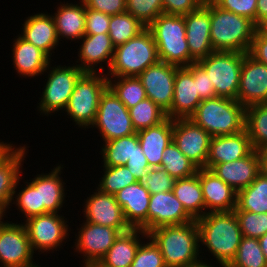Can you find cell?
Masks as SVG:
<instances>
[{"label":"cell","mask_w":267,"mask_h":267,"mask_svg":"<svg viewBox=\"0 0 267 267\" xmlns=\"http://www.w3.org/2000/svg\"><path fill=\"white\" fill-rule=\"evenodd\" d=\"M188 267H215V264L213 266L211 262L210 263L209 262L207 263L206 260H203V261H201L198 264H195V265H192V266H188ZM219 267H227V266L226 265H223V264H219Z\"/></svg>","instance_id":"59"},{"label":"cell","mask_w":267,"mask_h":267,"mask_svg":"<svg viewBox=\"0 0 267 267\" xmlns=\"http://www.w3.org/2000/svg\"><path fill=\"white\" fill-rule=\"evenodd\" d=\"M194 221L185 211L173 191L155 193L150 196L148 207V233L156 228L182 225Z\"/></svg>","instance_id":"20"},{"label":"cell","mask_w":267,"mask_h":267,"mask_svg":"<svg viewBox=\"0 0 267 267\" xmlns=\"http://www.w3.org/2000/svg\"><path fill=\"white\" fill-rule=\"evenodd\" d=\"M12 48L13 65L17 74L24 78L38 77L44 72L51 62V58L41 49L17 35Z\"/></svg>","instance_id":"28"},{"label":"cell","mask_w":267,"mask_h":267,"mask_svg":"<svg viewBox=\"0 0 267 267\" xmlns=\"http://www.w3.org/2000/svg\"><path fill=\"white\" fill-rule=\"evenodd\" d=\"M227 267H267L259 240L243 236L235 258Z\"/></svg>","instance_id":"41"},{"label":"cell","mask_w":267,"mask_h":267,"mask_svg":"<svg viewBox=\"0 0 267 267\" xmlns=\"http://www.w3.org/2000/svg\"><path fill=\"white\" fill-rule=\"evenodd\" d=\"M244 237L259 239L267 233V213L234 211Z\"/></svg>","instance_id":"45"},{"label":"cell","mask_w":267,"mask_h":267,"mask_svg":"<svg viewBox=\"0 0 267 267\" xmlns=\"http://www.w3.org/2000/svg\"><path fill=\"white\" fill-rule=\"evenodd\" d=\"M172 191L176 198L182 203L185 211L194 220L205 215V202L199 180V169L197 173L191 177L175 180Z\"/></svg>","instance_id":"33"},{"label":"cell","mask_w":267,"mask_h":267,"mask_svg":"<svg viewBox=\"0 0 267 267\" xmlns=\"http://www.w3.org/2000/svg\"><path fill=\"white\" fill-rule=\"evenodd\" d=\"M147 242H141L130 267H167L159 247L147 236Z\"/></svg>","instance_id":"46"},{"label":"cell","mask_w":267,"mask_h":267,"mask_svg":"<svg viewBox=\"0 0 267 267\" xmlns=\"http://www.w3.org/2000/svg\"><path fill=\"white\" fill-rule=\"evenodd\" d=\"M203 4L208 2H213L214 0H200Z\"/></svg>","instance_id":"64"},{"label":"cell","mask_w":267,"mask_h":267,"mask_svg":"<svg viewBox=\"0 0 267 267\" xmlns=\"http://www.w3.org/2000/svg\"><path fill=\"white\" fill-rule=\"evenodd\" d=\"M248 54L256 61L267 65V39L256 32Z\"/></svg>","instance_id":"54"},{"label":"cell","mask_w":267,"mask_h":267,"mask_svg":"<svg viewBox=\"0 0 267 267\" xmlns=\"http://www.w3.org/2000/svg\"><path fill=\"white\" fill-rule=\"evenodd\" d=\"M114 79V80H113ZM108 87L130 109L147 98L141 80L136 76L107 77Z\"/></svg>","instance_id":"37"},{"label":"cell","mask_w":267,"mask_h":267,"mask_svg":"<svg viewBox=\"0 0 267 267\" xmlns=\"http://www.w3.org/2000/svg\"><path fill=\"white\" fill-rule=\"evenodd\" d=\"M199 245L204 246L217 260L216 264L228 266L235 258L242 233L238 218L233 211L210 212L196 220Z\"/></svg>","instance_id":"1"},{"label":"cell","mask_w":267,"mask_h":267,"mask_svg":"<svg viewBox=\"0 0 267 267\" xmlns=\"http://www.w3.org/2000/svg\"><path fill=\"white\" fill-rule=\"evenodd\" d=\"M137 134L150 168L160 167L163 152L173 140V119L167 118L159 125L137 131Z\"/></svg>","instance_id":"30"},{"label":"cell","mask_w":267,"mask_h":267,"mask_svg":"<svg viewBox=\"0 0 267 267\" xmlns=\"http://www.w3.org/2000/svg\"><path fill=\"white\" fill-rule=\"evenodd\" d=\"M103 143L100 153L103 159L102 165L105 167L125 165L135 154L143 153L137 132Z\"/></svg>","instance_id":"34"},{"label":"cell","mask_w":267,"mask_h":267,"mask_svg":"<svg viewBox=\"0 0 267 267\" xmlns=\"http://www.w3.org/2000/svg\"><path fill=\"white\" fill-rule=\"evenodd\" d=\"M219 8L252 20L256 24L257 0H214Z\"/></svg>","instance_id":"48"},{"label":"cell","mask_w":267,"mask_h":267,"mask_svg":"<svg viewBox=\"0 0 267 267\" xmlns=\"http://www.w3.org/2000/svg\"><path fill=\"white\" fill-rule=\"evenodd\" d=\"M151 194L139 181L115 194L122 207L126 222L132 229H142L148 234V207Z\"/></svg>","instance_id":"21"},{"label":"cell","mask_w":267,"mask_h":267,"mask_svg":"<svg viewBox=\"0 0 267 267\" xmlns=\"http://www.w3.org/2000/svg\"><path fill=\"white\" fill-rule=\"evenodd\" d=\"M107 87L108 80L104 73L84 72L80 76L64 110L75 126L83 130L91 128L97 116L100 97Z\"/></svg>","instance_id":"7"},{"label":"cell","mask_w":267,"mask_h":267,"mask_svg":"<svg viewBox=\"0 0 267 267\" xmlns=\"http://www.w3.org/2000/svg\"><path fill=\"white\" fill-rule=\"evenodd\" d=\"M86 8L113 16L126 12V0H82Z\"/></svg>","instance_id":"51"},{"label":"cell","mask_w":267,"mask_h":267,"mask_svg":"<svg viewBox=\"0 0 267 267\" xmlns=\"http://www.w3.org/2000/svg\"><path fill=\"white\" fill-rule=\"evenodd\" d=\"M146 27L130 13L124 12L110 16L109 37L114 47L136 37Z\"/></svg>","instance_id":"39"},{"label":"cell","mask_w":267,"mask_h":267,"mask_svg":"<svg viewBox=\"0 0 267 267\" xmlns=\"http://www.w3.org/2000/svg\"><path fill=\"white\" fill-rule=\"evenodd\" d=\"M81 267H106L100 261H85Z\"/></svg>","instance_id":"60"},{"label":"cell","mask_w":267,"mask_h":267,"mask_svg":"<svg viewBox=\"0 0 267 267\" xmlns=\"http://www.w3.org/2000/svg\"><path fill=\"white\" fill-rule=\"evenodd\" d=\"M256 24L210 2V38L214 51L248 53Z\"/></svg>","instance_id":"3"},{"label":"cell","mask_w":267,"mask_h":267,"mask_svg":"<svg viewBox=\"0 0 267 267\" xmlns=\"http://www.w3.org/2000/svg\"><path fill=\"white\" fill-rule=\"evenodd\" d=\"M160 168L166 170L175 180L191 177L199 169L178 149L173 141L163 152Z\"/></svg>","instance_id":"38"},{"label":"cell","mask_w":267,"mask_h":267,"mask_svg":"<svg viewBox=\"0 0 267 267\" xmlns=\"http://www.w3.org/2000/svg\"><path fill=\"white\" fill-rule=\"evenodd\" d=\"M147 28L154 37L160 61L178 67L190 65L184 16L163 13Z\"/></svg>","instance_id":"6"},{"label":"cell","mask_w":267,"mask_h":267,"mask_svg":"<svg viewBox=\"0 0 267 267\" xmlns=\"http://www.w3.org/2000/svg\"><path fill=\"white\" fill-rule=\"evenodd\" d=\"M237 100L246 108L267 103V65L248 53L243 59Z\"/></svg>","instance_id":"18"},{"label":"cell","mask_w":267,"mask_h":267,"mask_svg":"<svg viewBox=\"0 0 267 267\" xmlns=\"http://www.w3.org/2000/svg\"><path fill=\"white\" fill-rule=\"evenodd\" d=\"M200 103L197 81L186 67H179L175 73L171 119L190 118Z\"/></svg>","instance_id":"27"},{"label":"cell","mask_w":267,"mask_h":267,"mask_svg":"<svg viewBox=\"0 0 267 267\" xmlns=\"http://www.w3.org/2000/svg\"><path fill=\"white\" fill-rule=\"evenodd\" d=\"M254 151L246 130L238 134L211 137L206 169L225 162H232Z\"/></svg>","instance_id":"25"},{"label":"cell","mask_w":267,"mask_h":267,"mask_svg":"<svg viewBox=\"0 0 267 267\" xmlns=\"http://www.w3.org/2000/svg\"><path fill=\"white\" fill-rule=\"evenodd\" d=\"M125 165L139 182L147 175L150 169L144 153L135 154L131 159H128Z\"/></svg>","instance_id":"53"},{"label":"cell","mask_w":267,"mask_h":267,"mask_svg":"<svg viewBox=\"0 0 267 267\" xmlns=\"http://www.w3.org/2000/svg\"><path fill=\"white\" fill-rule=\"evenodd\" d=\"M210 170L238 192L248 187L262 171L261 153L254 150L246 157L216 164Z\"/></svg>","instance_id":"23"},{"label":"cell","mask_w":267,"mask_h":267,"mask_svg":"<svg viewBox=\"0 0 267 267\" xmlns=\"http://www.w3.org/2000/svg\"><path fill=\"white\" fill-rule=\"evenodd\" d=\"M258 240L267 262V233L260 237Z\"/></svg>","instance_id":"57"},{"label":"cell","mask_w":267,"mask_h":267,"mask_svg":"<svg viewBox=\"0 0 267 267\" xmlns=\"http://www.w3.org/2000/svg\"><path fill=\"white\" fill-rule=\"evenodd\" d=\"M245 109L238 100L215 97L202 100L190 119L212 137L233 135L245 130Z\"/></svg>","instance_id":"4"},{"label":"cell","mask_w":267,"mask_h":267,"mask_svg":"<svg viewBox=\"0 0 267 267\" xmlns=\"http://www.w3.org/2000/svg\"><path fill=\"white\" fill-rule=\"evenodd\" d=\"M93 127L97 128L104 142L136 133L129 110L109 87L100 97Z\"/></svg>","instance_id":"11"},{"label":"cell","mask_w":267,"mask_h":267,"mask_svg":"<svg viewBox=\"0 0 267 267\" xmlns=\"http://www.w3.org/2000/svg\"><path fill=\"white\" fill-rule=\"evenodd\" d=\"M234 211L267 213V174L263 170L248 187L237 192Z\"/></svg>","instance_id":"35"},{"label":"cell","mask_w":267,"mask_h":267,"mask_svg":"<svg viewBox=\"0 0 267 267\" xmlns=\"http://www.w3.org/2000/svg\"><path fill=\"white\" fill-rule=\"evenodd\" d=\"M267 18V0H257L256 25Z\"/></svg>","instance_id":"55"},{"label":"cell","mask_w":267,"mask_h":267,"mask_svg":"<svg viewBox=\"0 0 267 267\" xmlns=\"http://www.w3.org/2000/svg\"><path fill=\"white\" fill-rule=\"evenodd\" d=\"M50 65L52 64H49L44 72H47L48 80L45 79L46 84L42 88L43 91L37 107V110L47 117L52 113L64 112L76 82L84 73L74 63L69 66L54 65L51 67Z\"/></svg>","instance_id":"9"},{"label":"cell","mask_w":267,"mask_h":267,"mask_svg":"<svg viewBox=\"0 0 267 267\" xmlns=\"http://www.w3.org/2000/svg\"><path fill=\"white\" fill-rule=\"evenodd\" d=\"M103 167V176H101L98 188L104 193L115 195L118 191L122 190L126 186L137 182L133 174L130 172L126 165Z\"/></svg>","instance_id":"42"},{"label":"cell","mask_w":267,"mask_h":267,"mask_svg":"<svg viewBox=\"0 0 267 267\" xmlns=\"http://www.w3.org/2000/svg\"><path fill=\"white\" fill-rule=\"evenodd\" d=\"M27 147L25 144L19 147L13 144L0 157V207H6L8 210L11 208L10 203L17 180L23 173L22 165L28 153Z\"/></svg>","instance_id":"29"},{"label":"cell","mask_w":267,"mask_h":267,"mask_svg":"<svg viewBox=\"0 0 267 267\" xmlns=\"http://www.w3.org/2000/svg\"><path fill=\"white\" fill-rule=\"evenodd\" d=\"M126 12L130 13L146 28L164 13L162 0H126Z\"/></svg>","instance_id":"44"},{"label":"cell","mask_w":267,"mask_h":267,"mask_svg":"<svg viewBox=\"0 0 267 267\" xmlns=\"http://www.w3.org/2000/svg\"><path fill=\"white\" fill-rule=\"evenodd\" d=\"M147 236L142 229L121 233L100 262L106 267H130L142 242L141 238L146 240Z\"/></svg>","instance_id":"32"},{"label":"cell","mask_w":267,"mask_h":267,"mask_svg":"<svg viewBox=\"0 0 267 267\" xmlns=\"http://www.w3.org/2000/svg\"><path fill=\"white\" fill-rule=\"evenodd\" d=\"M20 179H22V177H19L17 180L10 205L12 206V204H14L19 209V212L24 214L23 218L25 219L23 220L26 221L31 217L40 215L38 189H36L30 182L26 181L24 185L25 187H23L24 189L22 188L18 192L16 188L19 186Z\"/></svg>","instance_id":"43"},{"label":"cell","mask_w":267,"mask_h":267,"mask_svg":"<svg viewBox=\"0 0 267 267\" xmlns=\"http://www.w3.org/2000/svg\"><path fill=\"white\" fill-rule=\"evenodd\" d=\"M159 56L154 37L145 28L136 37L115 47L106 77H138L146 68L158 63Z\"/></svg>","instance_id":"5"},{"label":"cell","mask_w":267,"mask_h":267,"mask_svg":"<svg viewBox=\"0 0 267 267\" xmlns=\"http://www.w3.org/2000/svg\"><path fill=\"white\" fill-rule=\"evenodd\" d=\"M22 223L26 227L33 252L38 250V254L40 251L54 253V250L60 249L67 242L71 231L68 221L59 213L41 214Z\"/></svg>","instance_id":"10"},{"label":"cell","mask_w":267,"mask_h":267,"mask_svg":"<svg viewBox=\"0 0 267 267\" xmlns=\"http://www.w3.org/2000/svg\"><path fill=\"white\" fill-rule=\"evenodd\" d=\"M84 199L83 217L85 221L93 224L109 226L118 229L121 233L128 232L132 228L125 220L122 207L116 201L115 195L100 191Z\"/></svg>","instance_id":"15"},{"label":"cell","mask_w":267,"mask_h":267,"mask_svg":"<svg viewBox=\"0 0 267 267\" xmlns=\"http://www.w3.org/2000/svg\"><path fill=\"white\" fill-rule=\"evenodd\" d=\"M256 32L263 38L267 39V18L256 25Z\"/></svg>","instance_id":"56"},{"label":"cell","mask_w":267,"mask_h":267,"mask_svg":"<svg viewBox=\"0 0 267 267\" xmlns=\"http://www.w3.org/2000/svg\"><path fill=\"white\" fill-rule=\"evenodd\" d=\"M246 54L232 51H213L207 57L197 61L209 74L216 97L237 100L241 66Z\"/></svg>","instance_id":"8"},{"label":"cell","mask_w":267,"mask_h":267,"mask_svg":"<svg viewBox=\"0 0 267 267\" xmlns=\"http://www.w3.org/2000/svg\"><path fill=\"white\" fill-rule=\"evenodd\" d=\"M13 145V143H4V141L0 140V157Z\"/></svg>","instance_id":"62"},{"label":"cell","mask_w":267,"mask_h":267,"mask_svg":"<svg viewBox=\"0 0 267 267\" xmlns=\"http://www.w3.org/2000/svg\"><path fill=\"white\" fill-rule=\"evenodd\" d=\"M8 208L6 207H0V229L7 223L6 221H4V218L6 217L8 213L7 211ZM5 215V216H4ZM4 217V218H3Z\"/></svg>","instance_id":"61"},{"label":"cell","mask_w":267,"mask_h":267,"mask_svg":"<svg viewBox=\"0 0 267 267\" xmlns=\"http://www.w3.org/2000/svg\"><path fill=\"white\" fill-rule=\"evenodd\" d=\"M262 157V170L267 174V149L260 151Z\"/></svg>","instance_id":"58"},{"label":"cell","mask_w":267,"mask_h":267,"mask_svg":"<svg viewBox=\"0 0 267 267\" xmlns=\"http://www.w3.org/2000/svg\"><path fill=\"white\" fill-rule=\"evenodd\" d=\"M211 135L190 118L173 119V142L198 168H206Z\"/></svg>","instance_id":"13"},{"label":"cell","mask_w":267,"mask_h":267,"mask_svg":"<svg viewBox=\"0 0 267 267\" xmlns=\"http://www.w3.org/2000/svg\"><path fill=\"white\" fill-rule=\"evenodd\" d=\"M128 110L136 132L159 125L168 118L166 112L149 98L140 101Z\"/></svg>","instance_id":"40"},{"label":"cell","mask_w":267,"mask_h":267,"mask_svg":"<svg viewBox=\"0 0 267 267\" xmlns=\"http://www.w3.org/2000/svg\"><path fill=\"white\" fill-rule=\"evenodd\" d=\"M197 81V92L200 100L212 99L216 97L214 85L209 79V74L197 63H192L186 67Z\"/></svg>","instance_id":"49"},{"label":"cell","mask_w":267,"mask_h":267,"mask_svg":"<svg viewBox=\"0 0 267 267\" xmlns=\"http://www.w3.org/2000/svg\"><path fill=\"white\" fill-rule=\"evenodd\" d=\"M141 183L152 195L160 192L172 191L175 179L163 168H150L147 175L141 180Z\"/></svg>","instance_id":"47"},{"label":"cell","mask_w":267,"mask_h":267,"mask_svg":"<svg viewBox=\"0 0 267 267\" xmlns=\"http://www.w3.org/2000/svg\"><path fill=\"white\" fill-rule=\"evenodd\" d=\"M19 35L44 51L50 58L59 44L55 20L50 13H37L26 17ZM52 51V52H51Z\"/></svg>","instance_id":"26"},{"label":"cell","mask_w":267,"mask_h":267,"mask_svg":"<svg viewBox=\"0 0 267 267\" xmlns=\"http://www.w3.org/2000/svg\"><path fill=\"white\" fill-rule=\"evenodd\" d=\"M110 15L86 8L85 35L109 33Z\"/></svg>","instance_id":"50"},{"label":"cell","mask_w":267,"mask_h":267,"mask_svg":"<svg viewBox=\"0 0 267 267\" xmlns=\"http://www.w3.org/2000/svg\"><path fill=\"white\" fill-rule=\"evenodd\" d=\"M57 165L49 173L44 174L43 172V174H37L29 180L38 189L40 215L45 213H60L59 211L65 203L67 194V192L65 193L66 183L60 176L64 167L62 164Z\"/></svg>","instance_id":"24"},{"label":"cell","mask_w":267,"mask_h":267,"mask_svg":"<svg viewBox=\"0 0 267 267\" xmlns=\"http://www.w3.org/2000/svg\"><path fill=\"white\" fill-rule=\"evenodd\" d=\"M78 48V60L76 64L83 72L102 73L105 72L103 64L110 69L112 64L115 47L111 42L108 33L96 35H84L80 39ZM79 63V64H77ZM81 63V64H80ZM99 65V69L97 68Z\"/></svg>","instance_id":"19"},{"label":"cell","mask_w":267,"mask_h":267,"mask_svg":"<svg viewBox=\"0 0 267 267\" xmlns=\"http://www.w3.org/2000/svg\"><path fill=\"white\" fill-rule=\"evenodd\" d=\"M199 180L205 202V214L230 212L237 207V191L226 184L213 171L199 168Z\"/></svg>","instance_id":"22"},{"label":"cell","mask_w":267,"mask_h":267,"mask_svg":"<svg viewBox=\"0 0 267 267\" xmlns=\"http://www.w3.org/2000/svg\"><path fill=\"white\" fill-rule=\"evenodd\" d=\"M184 22L192 64L214 51L210 38V2L184 15Z\"/></svg>","instance_id":"17"},{"label":"cell","mask_w":267,"mask_h":267,"mask_svg":"<svg viewBox=\"0 0 267 267\" xmlns=\"http://www.w3.org/2000/svg\"><path fill=\"white\" fill-rule=\"evenodd\" d=\"M164 14L184 16L198 9L203 3L200 0H162Z\"/></svg>","instance_id":"52"},{"label":"cell","mask_w":267,"mask_h":267,"mask_svg":"<svg viewBox=\"0 0 267 267\" xmlns=\"http://www.w3.org/2000/svg\"><path fill=\"white\" fill-rule=\"evenodd\" d=\"M78 234L75 235V252L83 254V262L100 261L121 232L118 229L93 224L83 220Z\"/></svg>","instance_id":"16"},{"label":"cell","mask_w":267,"mask_h":267,"mask_svg":"<svg viewBox=\"0 0 267 267\" xmlns=\"http://www.w3.org/2000/svg\"><path fill=\"white\" fill-rule=\"evenodd\" d=\"M79 1L78 4L60 2L52 15L60 41L65 38L64 40L78 42L85 35L86 7L82 0Z\"/></svg>","instance_id":"31"},{"label":"cell","mask_w":267,"mask_h":267,"mask_svg":"<svg viewBox=\"0 0 267 267\" xmlns=\"http://www.w3.org/2000/svg\"><path fill=\"white\" fill-rule=\"evenodd\" d=\"M148 236L159 247L167 267H188L203 261L196 220L159 227L150 231Z\"/></svg>","instance_id":"2"},{"label":"cell","mask_w":267,"mask_h":267,"mask_svg":"<svg viewBox=\"0 0 267 267\" xmlns=\"http://www.w3.org/2000/svg\"><path fill=\"white\" fill-rule=\"evenodd\" d=\"M6 221L0 229V267H26L36 263L24 224Z\"/></svg>","instance_id":"12"},{"label":"cell","mask_w":267,"mask_h":267,"mask_svg":"<svg viewBox=\"0 0 267 267\" xmlns=\"http://www.w3.org/2000/svg\"><path fill=\"white\" fill-rule=\"evenodd\" d=\"M178 66L159 61L146 68L138 78L151 99L171 119V104L174 96L175 73Z\"/></svg>","instance_id":"14"},{"label":"cell","mask_w":267,"mask_h":267,"mask_svg":"<svg viewBox=\"0 0 267 267\" xmlns=\"http://www.w3.org/2000/svg\"><path fill=\"white\" fill-rule=\"evenodd\" d=\"M26 267H41V265H38V264L34 263V264L26 266Z\"/></svg>","instance_id":"63"},{"label":"cell","mask_w":267,"mask_h":267,"mask_svg":"<svg viewBox=\"0 0 267 267\" xmlns=\"http://www.w3.org/2000/svg\"><path fill=\"white\" fill-rule=\"evenodd\" d=\"M245 130L256 151L267 149V103L245 109Z\"/></svg>","instance_id":"36"}]
</instances>
